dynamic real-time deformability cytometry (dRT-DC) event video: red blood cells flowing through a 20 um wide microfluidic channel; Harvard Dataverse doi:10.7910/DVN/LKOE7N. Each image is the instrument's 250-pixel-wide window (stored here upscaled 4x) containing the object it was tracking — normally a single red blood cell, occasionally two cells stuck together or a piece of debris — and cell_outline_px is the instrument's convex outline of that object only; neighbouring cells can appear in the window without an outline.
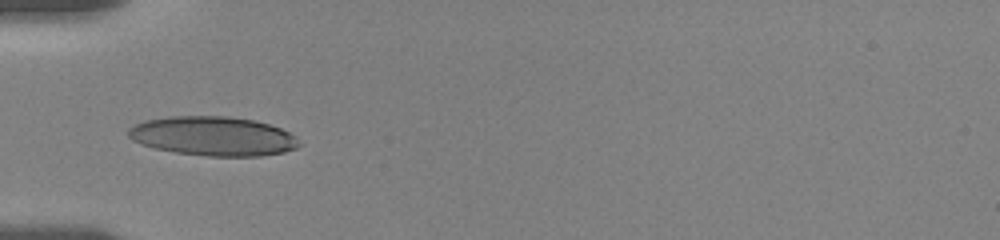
{"species": "human", "species_latin": "Homo sapiens", "temperature_condition": "room temperature", "stored_images_in_passage": 15, "camera_frame_rate_fps": 3000, "um_per_image_px": 0.085, "donor": {"sex": "female"}, "frame": {"image": 1, "passage_image": 1, "time_ms": 0.0, "image_size_px": [1000, 240], "cell_outline_px": [[300, 144], [296, 148], [284, 152], [260, 156], [208, 156], [176, 152], [156, 148], [132, 140], [128, 136], [128, 128], [144, 120], [168, 116], [228, 116], [252, 120], [268, 124], [280, 128], [296, 136]], "centroid_in_image_um": [18.11, 11.56], "position_along_channel_um": 66.9, "area_um2": 38.9}}
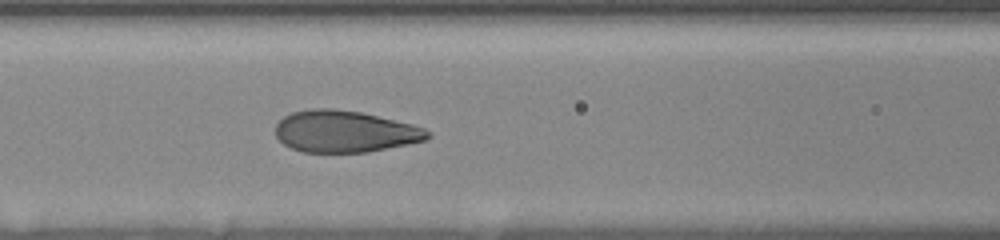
{"frame": {"image": 2, "passage_image": 8, "time_ms": 2.0, "image_size_px": [1000, 240], "cell_outline_px": [[432, 136], [424, 140], [368, 152], [304, 152], [292, 148], [284, 144], [276, 136], [276, 124], [284, 116], [292, 112], [308, 108], [332, 108], [360, 112], [412, 124], [424, 128], [432, 132]], "centroid_in_image_um": [29.29, 11.16], "position_along_channel_um": 137.3, "area_um2": 36.88}}
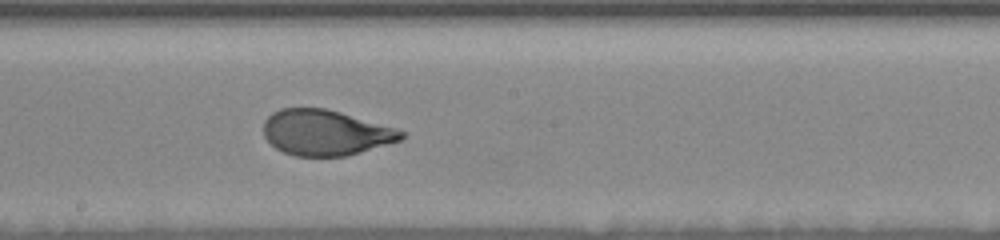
{"frame": {"image": 3, "passage_image": 15, "time_ms": 4.333, "image_size_px": [1000, 240], "cell_outline_px": [[404, 136], [400, 140], [360, 152], [344, 156], [296, 156], [284, 152], [276, 148], [264, 136], [264, 120], [272, 112], [280, 108], [324, 108], [340, 112], [396, 128], [404, 132]], "centroid_in_image_um": [27.64, 11.26], "position_along_channel_um": 220.6, "area_um2": 36.24}}